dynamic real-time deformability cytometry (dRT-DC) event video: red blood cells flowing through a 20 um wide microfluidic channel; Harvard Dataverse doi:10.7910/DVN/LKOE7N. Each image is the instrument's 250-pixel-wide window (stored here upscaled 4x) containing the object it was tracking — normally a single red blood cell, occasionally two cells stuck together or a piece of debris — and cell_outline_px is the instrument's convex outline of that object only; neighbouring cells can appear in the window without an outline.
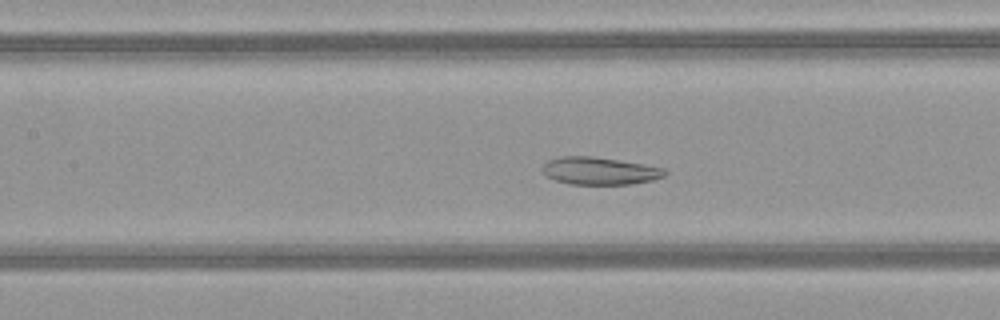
{"species": "common noctule bat (a hibernating species)", "species_latin": "Nyctalus noctula", "temperature_condition": "warm", "stored_images_in_passage": 48, "camera_frame_rate_fps": 3000, "um_per_image_px": 0.085, "animal": {"sex": "female", "body_mass_g": 21.9}, "frame": {"image": 1, "passage_image": 21, "time_ms": 6.667, "image_size_px": [1000, 320], "cell_outline_px": [[668, 172], [664, 176], [652, 180], [632, 184], [568, 184], [544, 176], [540, 168], [548, 160], [560, 156], [592, 156], [664, 168]], "centroid_in_image_um": [50.9, 14.53], "position_along_channel_um": 156.5, "area_um2": 19.59}}
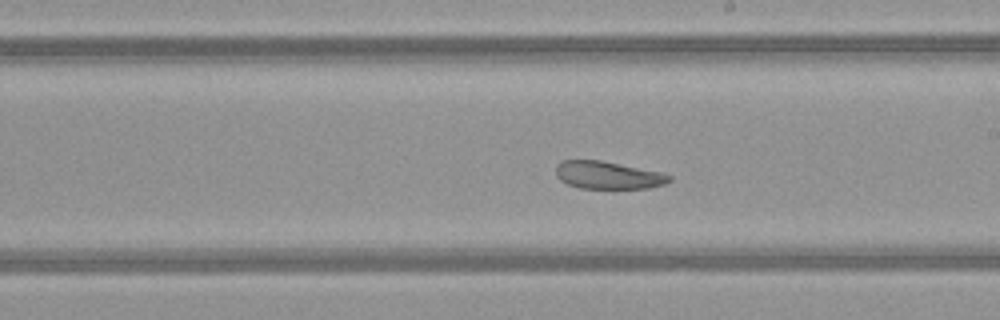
{"frame": {"image": 2, "passage_image": 27, "time_ms": 8.667, "image_size_px": [1000, 320], "cell_outline_px": [[672, 180], [664, 184], [648, 188], [580, 188], [568, 184], [560, 180], [556, 176], [556, 164], [560, 160], [600, 160], [660, 172], [672, 176]], "centroid_in_image_um": [51.65, 14.88], "position_along_channel_um": 237.4, "area_um2": 18.21}}
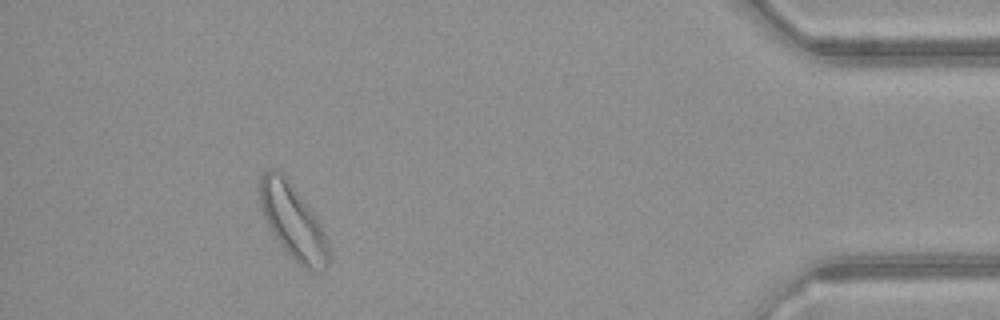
{"frame": {"image": 3, "passage_image": 44, "time_ms": 14.333, "image_size_px": [1000, 320], "cell_outline_px": [[328, 264], [320, 272], [308, 272], [280, 244], [268, 224], [260, 200], [260, 176], [264, 172], [272, 168], [300, 196], [312, 212], [320, 224], [328, 240]], "centroid_in_image_um": [24.94, 18.93], "position_along_channel_um": 410.3, "area_um2": 28.44}, "authors_computed_cell_mechanics": {"area_um2": 25.3742, "velocity_mm_per_s": 4.0573, "shape_relaxation_time_tau1_ms": null, "shape_relaxation_time_tau2_ms": 4.5295, "deformation_change_tau1": null, "deformation_change_tau2": 0.1346}}